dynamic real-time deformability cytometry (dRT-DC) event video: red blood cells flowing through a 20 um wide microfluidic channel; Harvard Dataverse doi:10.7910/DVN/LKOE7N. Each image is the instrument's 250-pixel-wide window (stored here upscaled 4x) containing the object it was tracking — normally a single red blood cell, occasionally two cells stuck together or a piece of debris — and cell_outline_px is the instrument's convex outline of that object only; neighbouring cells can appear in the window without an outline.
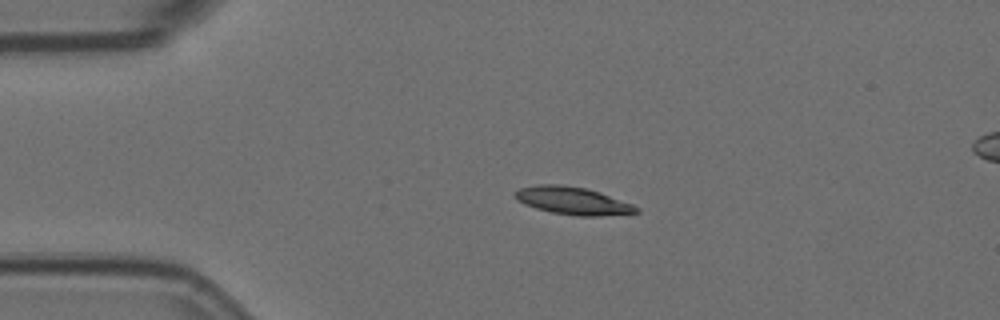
{"species": "Egyptian fruit bat (a non-hibernating species)", "species_latin": "Rousettus aegyptiacus", "temperature_condition": "room temperature", "stored_images_in_passage": 45, "camera_frame_rate_fps": 3000, "um_per_image_px": 0.085, "animal": {"sex": "female"}, "frame": {"image": 1, "passage_image": 1, "time_ms": 0.0, "image_size_px": [1000, 320], "cell_outline_px": [[640, 212], [600, 216], [576, 216], [552, 212], [536, 208], [524, 204], [516, 200], [512, 196], [512, 192], [520, 188], [536, 184], [560, 184], [584, 188], [600, 192], [632, 204], [640, 208]], "centroid_in_image_um": [48.63, 17.06], "position_along_channel_um": 36.4, "area_um2": 19.65}}
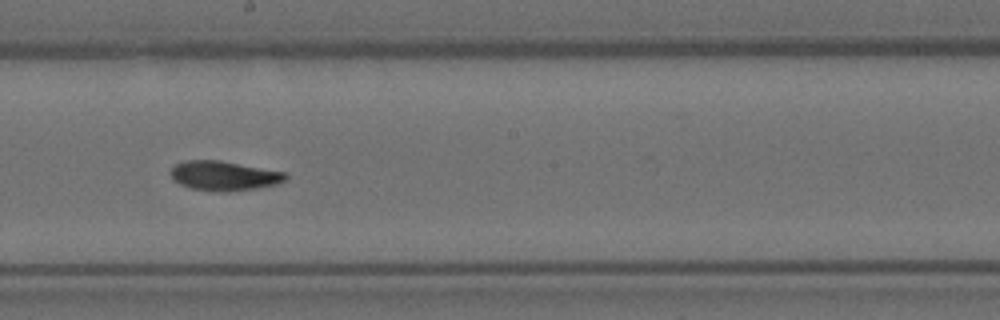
{"frame": {"image": 2, "passage_image": 20, "time_ms": 6.333, "image_size_px": [1000, 320], "cell_outline_px": [[288, 176], [284, 180], [276, 184], [256, 188], [228, 192], [216, 192], [192, 188], [180, 184], [172, 180], [168, 172], [176, 164], [188, 160], [220, 160], [288, 172]], "centroid_in_image_um": [19.03, 14.94], "position_along_channel_um": 229.2, "area_um2": 20.0}}
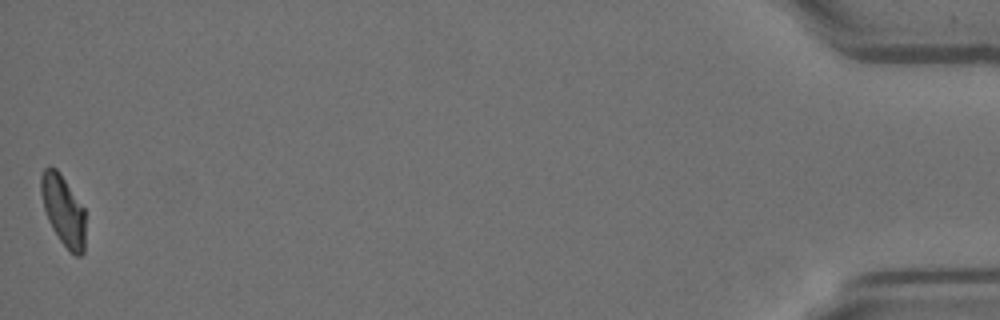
{"frame": {"image": 3, "passage_image": 45, "time_ms": 14.667, "image_size_px": [1000, 320], "cell_outline_px": [[84, 252], [80, 256], [76, 256], [60, 240], [52, 228], [48, 220], [44, 208], [40, 192], [40, 176], [44, 168], [48, 164], [56, 168], [60, 172], [84, 208]], "centroid_in_image_um": [5.35, 17.82], "position_along_channel_um": 429.9, "area_um2": 18.15}, "authors_computed_cell_mechanics": {"area_um2": 19.3052, "velocity_mm_per_s": 3.5857, "shape_relaxation_time_tau1_ms": 9.2739, "shape_relaxation_time_tau2_ms": null, "deformation_change_tau1": 0.2423, "deformation_change_tau2": null}}